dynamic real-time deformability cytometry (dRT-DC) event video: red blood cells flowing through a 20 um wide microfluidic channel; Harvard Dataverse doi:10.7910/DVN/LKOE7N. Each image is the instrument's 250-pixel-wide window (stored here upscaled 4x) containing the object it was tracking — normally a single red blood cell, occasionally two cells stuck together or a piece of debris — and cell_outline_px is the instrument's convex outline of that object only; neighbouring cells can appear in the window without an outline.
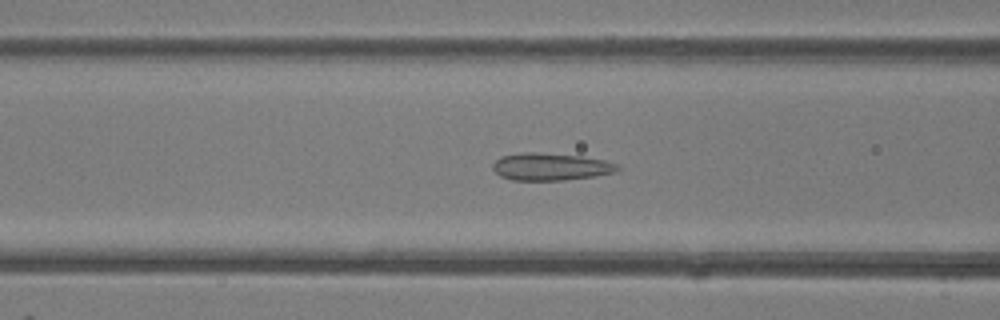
{"species": "common noctule bat (a hibernating species)", "species_latin": "Nyctalus noctula", "temperature_condition": "room temperature", "stored_images_in_passage": 41, "camera_frame_rate_fps": 3000, "um_per_image_px": 0.085, "animal": {"sex": "female"}, "frame": {"image": 1, "passage_image": 10, "time_ms": 3.0, "image_size_px": [1000, 320], "cell_outline_px": [[620, 168], [616, 172], [596, 176], [564, 180], [512, 180], [500, 176], [492, 168], [492, 164], [500, 156], [520, 152], [536, 152], [580, 156], [604, 160], [616, 164]], "centroid_in_image_um": [46.78, 14.17], "position_along_channel_um": 119.8, "area_um2": 19.94}}
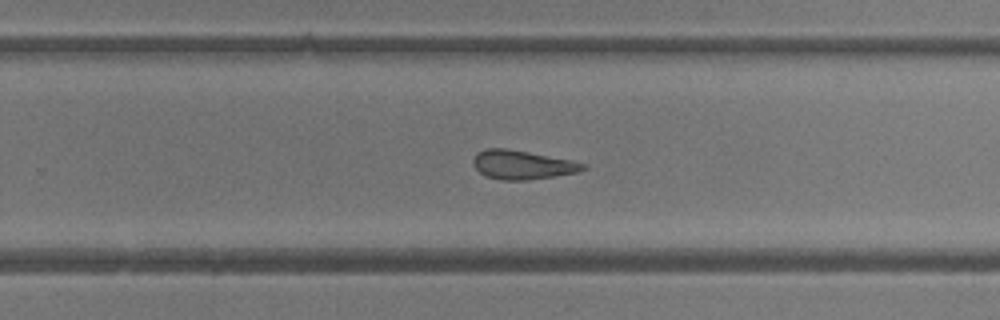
{"frame": {"image": 2, "passage_image": 22, "time_ms": 7.0, "image_size_px": [1000, 320], "cell_outline_px": [[588, 168], [576, 172], [556, 176], [528, 180], [500, 180], [484, 176], [476, 168], [472, 160], [480, 152], [488, 148], [508, 148], [572, 160], [588, 164]], "centroid_in_image_um": [44.44, 14.01], "position_along_channel_um": 285.4, "area_um2": 18.55}}
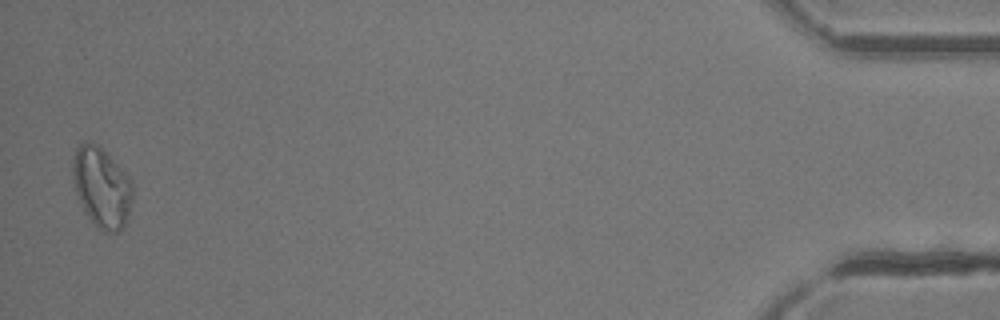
{"frame": {"image": 3, "passage_image": 39, "time_ms": 12.667, "image_size_px": [1000, 320], "cell_outline_px": [[132, 200], [128, 220], [124, 228], [116, 232], [104, 232], [84, 212], [76, 192], [72, 176], [72, 160], [76, 148], [84, 140], [96, 144], [132, 180]], "centroid_in_image_um": [8.64, 15.94], "position_along_channel_um": 426.6, "area_um2": 27.8}}